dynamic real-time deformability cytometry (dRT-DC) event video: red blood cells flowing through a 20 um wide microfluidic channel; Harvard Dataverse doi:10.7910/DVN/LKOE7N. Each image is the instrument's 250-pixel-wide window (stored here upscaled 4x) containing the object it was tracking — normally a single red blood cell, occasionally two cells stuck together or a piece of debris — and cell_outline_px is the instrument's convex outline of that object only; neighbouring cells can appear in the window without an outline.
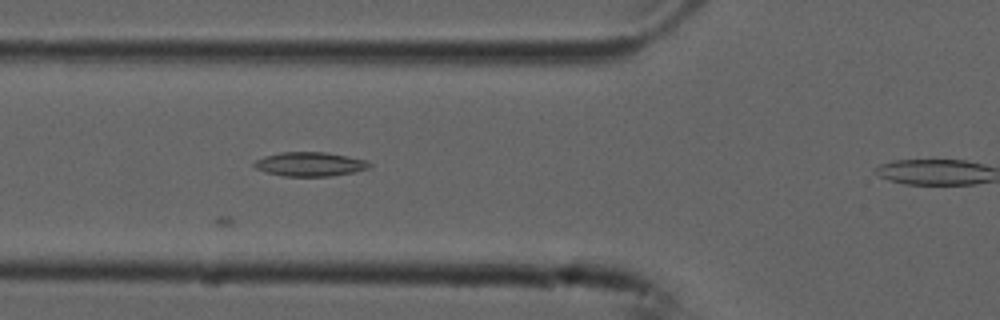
{"species": "common noctule bat (a hibernating species)", "species_latin": "Nyctalus noctula", "temperature_condition": "cold", "stored_images_in_passage": 5, "segment_of_instrument_passage": [1, 2], "camera_frame_rate_fps": 3000, "um_per_image_px": 0.085, "animal": {"sex": "male", "forearm_length_mm": 52.5}, "frame": {"image": 1, "passage_image": 4, "time_ms": 1.0, "image_size_px": [1000, 320], "cell_outline_px": [[372, 164], [368, 168], [352, 172], [332, 176], [284, 176], [268, 172], [256, 168], [252, 164], [256, 160], [264, 156], [280, 152], [324, 152], [348, 156], [364, 160]], "centroid_in_image_um": [26.32, 13.95], "position_along_channel_um": 99.5, "area_um2": 16.01}}